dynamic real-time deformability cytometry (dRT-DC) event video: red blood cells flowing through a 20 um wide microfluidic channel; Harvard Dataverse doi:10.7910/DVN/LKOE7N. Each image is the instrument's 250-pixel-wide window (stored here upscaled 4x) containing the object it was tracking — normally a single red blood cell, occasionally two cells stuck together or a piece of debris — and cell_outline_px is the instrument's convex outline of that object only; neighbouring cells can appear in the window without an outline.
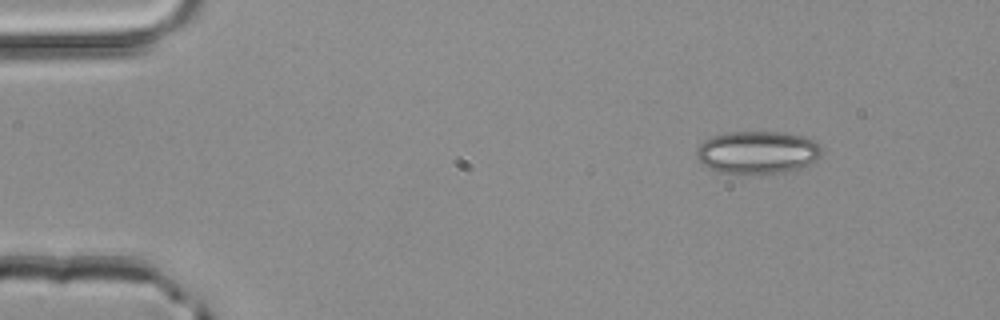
{"species": "common noctule bat (a hibernating species)", "species_latin": "Nyctalus noctula", "temperature_condition": "room temperature", "stored_images_in_passage": 3, "camera_frame_rate_fps": 3000, "um_per_image_px": 0.085, "animal": {"sex": "male", "body_mass_g": 20.4}, "frame": {"image": 1, "passage_image": 1, "time_ms": 0.0, "image_size_px": [1000, 320], "cell_outline_px": [[820, 156], [816, 160], [800, 168], [784, 172], [720, 172], [708, 168], [696, 156], [696, 148], [704, 140], [712, 136], [732, 132], [784, 132], [804, 136], [812, 140], [820, 148]], "centroid_in_image_um": [64.37, 12.93], "position_along_channel_um": 20.6, "area_um2": 30.58}}